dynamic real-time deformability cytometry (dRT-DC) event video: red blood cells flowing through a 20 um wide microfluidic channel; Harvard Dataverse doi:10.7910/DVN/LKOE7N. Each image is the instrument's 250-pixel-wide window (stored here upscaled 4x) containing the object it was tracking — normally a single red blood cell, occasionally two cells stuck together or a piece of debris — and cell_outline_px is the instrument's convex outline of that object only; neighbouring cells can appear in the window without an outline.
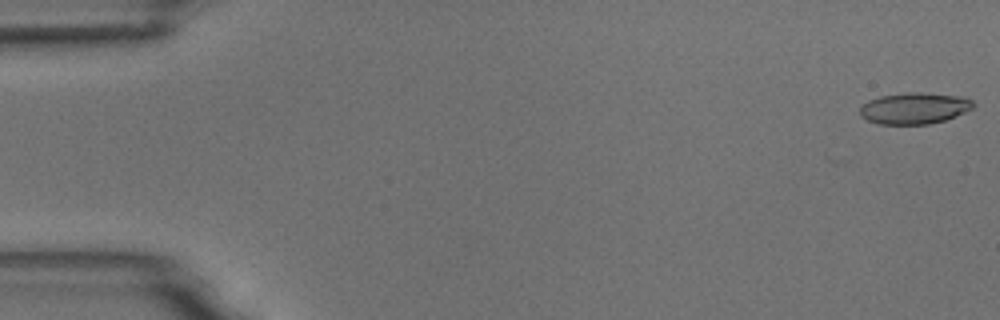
{"species": "common noctule bat (a hibernating species)", "species_latin": "Nyctalus noctula", "temperature_condition": "room temperature", "stored_images_in_passage": 5, "camera_frame_rate_fps": 3000, "um_per_image_px": 0.085, "animal": {"sex": "male", "body_mass_g": 18.8}, "frame": {"image": 1, "passage_image": 1, "time_ms": 0.0, "image_size_px": [1000, 320], "cell_outline_px": [[976, 104], [972, 108], [956, 116], [944, 120], [928, 124], [880, 124], [868, 120], [860, 116], [860, 108], [868, 100], [880, 96], [908, 92], [920, 92], [964, 96], [972, 100]], "centroid_in_image_um": [77.74, 9.19], "position_along_channel_um": 7.3, "area_um2": 20.75}}
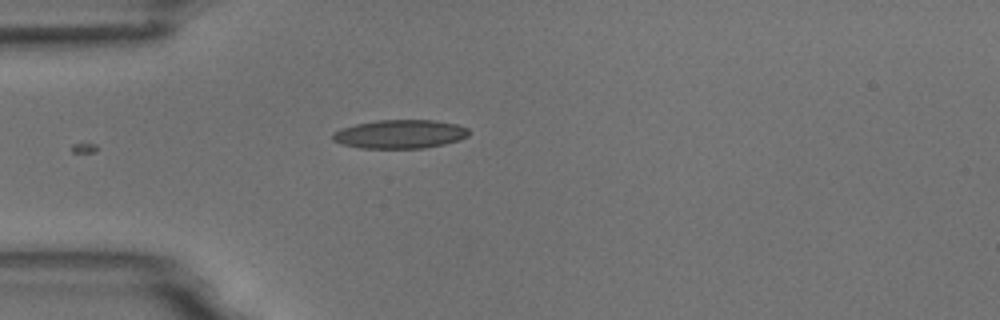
{"frame": {"image": 2, "passage_image": 5, "time_ms": 4.667, "image_size_px": [1000, 320], "cell_outline_px": [[468, 136], [460, 140], [444, 144], [424, 148], [360, 148], [344, 144], [332, 140], [332, 132], [340, 128], [356, 124], [376, 120], [432, 120], [456, 124], [468, 128]], "centroid_in_image_um": [33.98, 11.4], "position_along_channel_um": 51.0, "area_um2": 22.77}}